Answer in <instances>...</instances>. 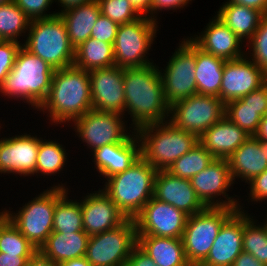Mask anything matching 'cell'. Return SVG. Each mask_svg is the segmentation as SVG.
<instances>
[{"label":"cell","mask_w":267,"mask_h":266,"mask_svg":"<svg viewBox=\"0 0 267 266\" xmlns=\"http://www.w3.org/2000/svg\"><path fill=\"white\" fill-rule=\"evenodd\" d=\"M158 68L156 64L124 68L125 111L131 116L135 131L147 124L169 121L170 105Z\"/></svg>","instance_id":"1"},{"label":"cell","mask_w":267,"mask_h":266,"mask_svg":"<svg viewBox=\"0 0 267 266\" xmlns=\"http://www.w3.org/2000/svg\"><path fill=\"white\" fill-rule=\"evenodd\" d=\"M57 124L74 121L92 108L89 71L71 65L55 70L46 99L38 107Z\"/></svg>","instance_id":"2"},{"label":"cell","mask_w":267,"mask_h":266,"mask_svg":"<svg viewBox=\"0 0 267 266\" xmlns=\"http://www.w3.org/2000/svg\"><path fill=\"white\" fill-rule=\"evenodd\" d=\"M156 173L140 156L127 170L107 178L102 190L127 219H134L154 195Z\"/></svg>","instance_id":"3"},{"label":"cell","mask_w":267,"mask_h":266,"mask_svg":"<svg viewBox=\"0 0 267 266\" xmlns=\"http://www.w3.org/2000/svg\"><path fill=\"white\" fill-rule=\"evenodd\" d=\"M54 69L44 60L23 46L17 53L13 69L0 86V92L8 98H20L35 109L46 99Z\"/></svg>","instance_id":"4"},{"label":"cell","mask_w":267,"mask_h":266,"mask_svg":"<svg viewBox=\"0 0 267 266\" xmlns=\"http://www.w3.org/2000/svg\"><path fill=\"white\" fill-rule=\"evenodd\" d=\"M136 133L141 142V156L157 171L168 170L199 142L195 134L177 128L170 121L141 126Z\"/></svg>","instance_id":"5"},{"label":"cell","mask_w":267,"mask_h":266,"mask_svg":"<svg viewBox=\"0 0 267 266\" xmlns=\"http://www.w3.org/2000/svg\"><path fill=\"white\" fill-rule=\"evenodd\" d=\"M28 37L22 46L44 60L54 70L74 63L75 48L69 40L64 21L59 14L31 20Z\"/></svg>","instance_id":"6"},{"label":"cell","mask_w":267,"mask_h":266,"mask_svg":"<svg viewBox=\"0 0 267 266\" xmlns=\"http://www.w3.org/2000/svg\"><path fill=\"white\" fill-rule=\"evenodd\" d=\"M60 184L40 193L29 201L15 215L3 210L5 216L19 229L25 238L39 250L53 232V218L56 202L68 192ZM13 214V215H12Z\"/></svg>","instance_id":"7"},{"label":"cell","mask_w":267,"mask_h":266,"mask_svg":"<svg viewBox=\"0 0 267 266\" xmlns=\"http://www.w3.org/2000/svg\"><path fill=\"white\" fill-rule=\"evenodd\" d=\"M235 211L227 207H206L188 216L182 241L191 266H199L206 259L221 226Z\"/></svg>","instance_id":"8"},{"label":"cell","mask_w":267,"mask_h":266,"mask_svg":"<svg viewBox=\"0 0 267 266\" xmlns=\"http://www.w3.org/2000/svg\"><path fill=\"white\" fill-rule=\"evenodd\" d=\"M157 22L148 16H141L119 25L113 43L115 66L134 68L153 64L146 55L156 37Z\"/></svg>","instance_id":"9"},{"label":"cell","mask_w":267,"mask_h":266,"mask_svg":"<svg viewBox=\"0 0 267 266\" xmlns=\"http://www.w3.org/2000/svg\"><path fill=\"white\" fill-rule=\"evenodd\" d=\"M137 245L134 219L120 226L89 237L85 258L93 266H125L129 254Z\"/></svg>","instance_id":"10"},{"label":"cell","mask_w":267,"mask_h":266,"mask_svg":"<svg viewBox=\"0 0 267 266\" xmlns=\"http://www.w3.org/2000/svg\"><path fill=\"white\" fill-rule=\"evenodd\" d=\"M175 49L165 70L160 71L166 102H175L197 94L195 80V43L188 37Z\"/></svg>","instance_id":"11"},{"label":"cell","mask_w":267,"mask_h":266,"mask_svg":"<svg viewBox=\"0 0 267 266\" xmlns=\"http://www.w3.org/2000/svg\"><path fill=\"white\" fill-rule=\"evenodd\" d=\"M169 121L198 138L225 115V104L217 96L192 95L170 106Z\"/></svg>","instance_id":"12"},{"label":"cell","mask_w":267,"mask_h":266,"mask_svg":"<svg viewBox=\"0 0 267 266\" xmlns=\"http://www.w3.org/2000/svg\"><path fill=\"white\" fill-rule=\"evenodd\" d=\"M123 115L91 109L73 121L76 134L93 152L103 145L123 142L129 135ZM127 132V133H126Z\"/></svg>","instance_id":"13"},{"label":"cell","mask_w":267,"mask_h":266,"mask_svg":"<svg viewBox=\"0 0 267 266\" xmlns=\"http://www.w3.org/2000/svg\"><path fill=\"white\" fill-rule=\"evenodd\" d=\"M188 215L152 197L134 218L137 236L182 239Z\"/></svg>","instance_id":"14"},{"label":"cell","mask_w":267,"mask_h":266,"mask_svg":"<svg viewBox=\"0 0 267 266\" xmlns=\"http://www.w3.org/2000/svg\"><path fill=\"white\" fill-rule=\"evenodd\" d=\"M190 182L197 197L206 207H227L242 211L239 202L226 194L234 184L227 159L215 158L207 168L193 176ZM221 195L228 201L217 200Z\"/></svg>","instance_id":"15"},{"label":"cell","mask_w":267,"mask_h":266,"mask_svg":"<svg viewBox=\"0 0 267 266\" xmlns=\"http://www.w3.org/2000/svg\"><path fill=\"white\" fill-rule=\"evenodd\" d=\"M267 82V73L247 55L224 64L220 99L224 104L240 99Z\"/></svg>","instance_id":"16"},{"label":"cell","mask_w":267,"mask_h":266,"mask_svg":"<svg viewBox=\"0 0 267 266\" xmlns=\"http://www.w3.org/2000/svg\"><path fill=\"white\" fill-rule=\"evenodd\" d=\"M124 68L111 66L89 71L92 108L125 115Z\"/></svg>","instance_id":"17"},{"label":"cell","mask_w":267,"mask_h":266,"mask_svg":"<svg viewBox=\"0 0 267 266\" xmlns=\"http://www.w3.org/2000/svg\"><path fill=\"white\" fill-rule=\"evenodd\" d=\"M39 143V137L29 134L1 138L0 173L21 176L36 174Z\"/></svg>","instance_id":"18"},{"label":"cell","mask_w":267,"mask_h":266,"mask_svg":"<svg viewBox=\"0 0 267 266\" xmlns=\"http://www.w3.org/2000/svg\"><path fill=\"white\" fill-rule=\"evenodd\" d=\"M244 210H236L221 226L214 243L199 266H232L243 251Z\"/></svg>","instance_id":"19"},{"label":"cell","mask_w":267,"mask_h":266,"mask_svg":"<svg viewBox=\"0 0 267 266\" xmlns=\"http://www.w3.org/2000/svg\"><path fill=\"white\" fill-rule=\"evenodd\" d=\"M154 198L168 203L188 216L203 211L206 206L197 197L189 179L173 176L167 170H158L154 179Z\"/></svg>","instance_id":"20"},{"label":"cell","mask_w":267,"mask_h":266,"mask_svg":"<svg viewBox=\"0 0 267 266\" xmlns=\"http://www.w3.org/2000/svg\"><path fill=\"white\" fill-rule=\"evenodd\" d=\"M85 198V199H84ZM80 200L84 232L91 236L112 230L127 218L101 189Z\"/></svg>","instance_id":"21"},{"label":"cell","mask_w":267,"mask_h":266,"mask_svg":"<svg viewBox=\"0 0 267 266\" xmlns=\"http://www.w3.org/2000/svg\"><path fill=\"white\" fill-rule=\"evenodd\" d=\"M123 142L93 151L95 168L106 179L127 170L141 156V142L134 130ZM136 134V135H135Z\"/></svg>","instance_id":"22"},{"label":"cell","mask_w":267,"mask_h":266,"mask_svg":"<svg viewBox=\"0 0 267 266\" xmlns=\"http://www.w3.org/2000/svg\"><path fill=\"white\" fill-rule=\"evenodd\" d=\"M196 36L190 39L199 48L226 61L236 60L246 55L240 47L243 43L241 39L217 16L207 24L199 37Z\"/></svg>","instance_id":"23"},{"label":"cell","mask_w":267,"mask_h":266,"mask_svg":"<svg viewBox=\"0 0 267 266\" xmlns=\"http://www.w3.org/2000/svg\"><path fill=\"white\" fill-rule=\"evenodd\" d=\"M251 135L225 115L207 129L198 141L216 159H228Z\"/></svg>","instance_id":"24"},{"label":"cell","mask_w":267,"mask_h":266,"mask_svg":"<svg viewBox=\"0 0 267 266\" xmlns=\"http://www.w3.org/2000/svg\"><path fill=\"white\" fill-rule=\"evenodd\" d=\"M233 180L242 178L249 182L267 169L264 149H260V140L254 136L249 137L227 159Z\"/></svg>","instance_id":"25"},{"label":"cell","mask_w":267,"mask_h":266,"mask_svg":"<svg viewBox=\"0 0 267 266\" xmlns=\"http://www.w3.org/2000/svg\"><path fill=\"white\" fill-rule=\"evenodd\" d=\"M89 237L84 230L73 233L52 232L38 251L60 265L64 261L85 256Z\"/></svg>","instance_id":"26"},{"label":"cell","mask_w":267,"mask_h":266,"mask_svg":"<svg viewBox=\"0 0 267 266\" xmlns=\"http://www.w3.org/2000/svg\"><path fill=\"white\" fill-rule=\"evenodd\" d=\"M65 23L70 43L74 48L85 42L101 14L97 0L57 12Z\"/></svg>","instance_id":"27"},{"label":"cell","mask_w":267,"mask_h":266,"mask_svg":"<svg viewBox=\"0 0 267 266\" xmlns=\"http://www.w3.org/2000/svg\"><path fill=\"white\" fill-rule=\"evenodd\" d=\"M137 245L159 266H191L186 259L182 239L137 236Z\"/></svg>","instance_id":"28"},{"label":"cell","mask_w":267,"mask_h":266,"mask_svg":"<svg viewBox=\"0 0 267 266\" xmlns=\"http://www.w3.org/2000/svg\"><path fill=\"white\" fill-rule=\"evenodd\" d=\"M195 80L197 94L220 98L224 64L226 60L203 51L195 44Z\"/></svg>","instance_id":"29"},{"label":"cell","mask_w":267,"mask_h":266,"mask_svg":"<svg viewBox=\"0 0 267 266\" xmlns=\"http://www.w3.org/2000/svg\"><path fill=\"white\" fill-rule=\"evenodd\" d=\"M242 42L252 38L264 14L258 10L233 2H225L216 15ZM245 38V39H243Z\"/></svg>","instance_id":"30"},{"label":"cell","mask_w":267,"mask_h":266,"mask_svg":"<svg viewBox=\"0 0 267 266\" xmlns=\"http://www.w3.org/2000/svg\"><path fill=\"white\" fill-rule=\"evenodd\" d=\"M73 65L87 71L115 66L113 44L89 37L75 48Z\"/></svg>","instance_id":"31"},{"label":"cell","mask_w":267,"mask_h":266,"mask_svg":"<svg viewBox=\"0 0 267 266\" xmlns=\"http://www.w3.org/2000/svg\"><path fill=\"white\" fill-rule=\"evenodd\" d=\"M214 159L215 157L198 142L188 153L178 158L167 171L173 176L190 180L207 168Z\"/></svg>","instance_id":"32"},{"label":"cell","mask_w":267,"mask_h":266,"mask_svg":"<svg viewBox=\"0 0 267 266\" xmlns=\"http://www.w3.org/2000/svg\"><path fill=\"white\" fill-rule=\"evenodd\" d=\"M67 192L56 202L53 218V232L83 231L80 202L69 200Z\"/></svg>","instance_id":"33"},{"label":"cell","mask_w":267,"mask_h":266,"mask_svg":"<svg viewBox=\"0 0 267 266\" xmlns=\"http://www.w3.org/2000/svg\"><path fill=\"white\" fill-rule=\"evenodd\" d=\"M0 252L18 256H34L38 252L3 212H0Z\"/></svg>","instance_id":"34"},{"label":"cell","mask_w":267,"mask_h":266,"mask_svg":"<svg viewBox=\"0 0 267 266\" xmlns=\"http://www.w3.org/2000/svg\"><path fill=\"white\" fill-rule=\"evenodd\" d=\"M30 21L13 0L0 5V39L20 42L17 38L28 30Z\"/></svg>","instance_id":"35"},{"label":"cell","mask_w":267,"mask_h":266,"mask_svg":"<svg viewBox=\"0 0 267 266\" xmlns=\"http://www.w3.org/2000/svg\"><path fill=\"white\" fill-rule=\"evenodd\" d=\"M255 223V224H254ZM243 252L251 254L267 265V230L264 224L257 225L254 219L244 213Z\"/></svg>","instance_id":"36"},{"label":"cell","mask_w":267,"mask_h":266,"mask_svg":"<svg viewBox=\"0 0 267 266\" xmlns=\"http://www.w3.org/2000/svg\"><path fill=\"white\" fill-rule=\"evenodd\" d=\"M66 154L63 146L56 141H46L40 137L36 173L51 176V174L61 172L67 160Z\"/></svg>","instance_id":"37"},{"label":"cell","mask_w":267,"mask_h":266,"mask_svg":"<svg viewBox=\"0 0 267 266\" xmlns=\"http://www.w3.org/2000/svg\"><path fill=\"white\" fill-rule=\"evenodd\" d=\"M225 116L251 136L257 132L262 119L261 108L246 106L240 99L225 104Z\"/></svg>","instance_id":"38"},{"label":"cell","mask_w":267,"mask_h":266,"mask_svg":"<svg viewBox=\"0 0 267 266\" xmlns=\"http://www.w3.org/2000/svg\"><path fill=\"white\" fill-rule=\"evenodd\" d=\"M101 14L118 25L141 17L129 0H97Z\"/></svg>","instance_id":"39"},{"label":"cell","mask_w":267,"mask_h":266,"mask_svg":"<svg viewBox=\"0 0 267 266\" xmlns=\"http://www.w3.org/2000/svg\"><path fill=\"white\" fill-rule=\"evenodd\" d=\"M249 43L251 50L248 52H252L248 58L267 73V15L261 18L259 26Z\"/></svg>","instance_id":"40"},{"label":"cell","mask_w":267,"mask_h":266,"mask_svg":"<svg viewBox=\"0 0 267 266\" xmlns=\"http://www.w3.org/2000/svg\"><path fill=\"white\" fill-rule=\"evenodd\" d=\"M22 44L16 41H0V86L14 67L16 56Z\"/></svg>","instance_id":"41"},{"label":"cell","mask_w":267,"mask_h":266,"mask_svg":"<svg viewBox=\"0 0 267 266\" xmlns=\"http://www.w3.org/2000/svg\"><path fill=\"white\" fill-rule=\"evenodd\" d=\"M30 20L45 19L58 13L46 14L47 8L55 0H13Z\"/></svg>","instance_id":"42"},{"label":"cell","mask_w":267,"mask_h":266,"mask_svg":"<svg viewBox=\"0 0 267 266\" xmlns=\"http://www.w3.org/2000/svg\"><path fill=\"white\" fill-rule=\"evenodd\" d=\"M119 25L111 21L108 17L100 14L94 27L92 28L90 37L99 41L113 44L117 35Z\"/></svg>","instance_id":"43"},{"label":"cell","mask_w":267,"mask_h":266,"mask_svg":"<svg viewBox=\"0 0 267 266\" xmlns=\"http://www.w3.org/2000/svg\"><path fill=\"white\" fill-rule=\"evenodd\" d=\"M240 100L249 107L261 108V116L267 114V82L259 89H256Z\"/></svg>","instance_id":"44"},{"label":"cell","mask_w":267,"mask_h":266,"mask_svg":"<svg viewBox=\"0 0 267 266\" xmlns=\"http://www.w3.org/2000/svg\"><path fill=\"white\" fill-rule=\"evenodd\" d=\"M251 201L260 202L267 199V169L260 175L255 176L249 182Z\"/></svg>","instance_id":"45"},{"label":"cell","mask_w":267,"mask_h":266,"mask_svg":"<svg viewBox=\"0 0 267 266\" xmlns=\"http://www.w3.org/2000/svg\"><path fill=\"white\" fill-rule=\"evenodd\" d=\"M125 266H159L154 260L136 245L126 261Z\"/></svg>","instance_id":"46"},{"label":"cell","mask_w":267,"mask_h":266,"mask_svg":"<svg viewBox=\"0 0 267 266\" xmlns=\"http://www.w3.org/2000/svg\"><path fill=\"white\" fill-rule=\"evenodd\" d=\"M189 1L192 0H152L151 3V16H149L150 19L156 21V16L153 14H156V11H162L164 10H173L175 9H179V8H184V6H186ZM154 17V18H153Z\"/></svg>","instance_id":"47"},{"label":"cell","mask_w":267,"mask_h":266,"mask_svg":"<svg viewBox=\"0 0 267 266\" xmlns=\"http://www.w3.org/2000/svg\"><path fill=\"white\" fill-rule=\"evenodd\" d=\"M33 256H18L0 252V266H27Z\"/></svg>","instance_id":"48"},{"label":"cell","mask_w":267,"mask_h":266,"mask_svg":"<svg viewBox=\"0 0 267 266\" xmlns=\"http://www.w3.org/2000/svg\"><path fill=\"white\" fill-rule=\"evenodd\" d=\"M239 5L258 10L264 15H267V0H228Z\"/></svg>","instance_id":"49"},{"label":"cell","mask_w":267,"mask_h":266,"mask_svg":"<svg viewBox=\"0 0 267 266\" xmlns=\"http://www.w3.org/2000/svg\"><path fill=\"white\" fill-rule=\"evenodd\" d=\"M232 266H267V265L262 264L251 254L242 251L240 255L235 259Z\"/></svg>","instance_id":"50"},{"label":"cell","mask_w":267,"mask_h":266,"mask_svg":"<svg viewBox=\"0 0 267 266\" xmlns=\"http://www.w3.org/2000/svg\"><path fill=\"white\" fill-rule=\"evenodd\" d=\"M129 1L141 16L147 17V13L151 15L152 0H129Z\"/></svg>","instance_id":"51"},{"label":"cell","mask_w":267,"mask_h":266,"mask_svg":"<svg viewBox=\"0 0 267 266\" xmlns=\"http://www.w3.org/2000/svg\"><path fill=\"white\" fill-rule=\"evenodd\" d=\"M27 266H60L51 259L45 258L39 251L30 259Z\"/></svg>","instance_id":"52"},{"label":"cell","mask_w":267,"mask_h":266,"mask_svg":"<svg viewBox=\"0 0 267 266\" xmlns=\"http://www.w3.org/2000/svg\"><path fill=\"white\" fill-rule=\"evenodd\" d=\"M253 136L257 140H267V114L262 117L257 132Z\"/></svg>","instance_id":"53"},{"label":"cell","mask_w":267,"mask_h":266,"mask_svg":"<svg viewBox=\"0 0 267 266\" xmlns=\"http://www.w3.org/2000/svg\"><path fill=\"white\" fill-rule=\"evenodd\" d=\"M60 266H93L85 256L64 261Z\"/></svg>","instance_id":"54"},{"label":"cell","mask_w":267,"mask_h":266,"mask_svg":"<svg viewBox=\"0 0 267 266\" xmlns=\"http://www.w3.org/2000/svg\"><path fill=\"white\" fill-rule=\"evenodd\" d=\"M91 1L93 0H58V2L61 4L60 6L64 8L61 10V12Z\"/></svg>","instance_id":"55"},{"label":"cell","mask_w":267,"mask_h":266,"mask_svg":"<svg viewBox=\"0 0 267 266\" xmlns=\"http://www.w3.org/2000/svg\"><path fill=\"white\" fill-rule=\"evenodd\" d=\"M260 149H264V155L267 161V140H260Z\"/></svg>","instance_id":"56"},{"label":"cell","mask_w":267,"mask_h":266,"mask_svg":"<svg viewBox=\"0 0 267 266\" xmlns=\"http://www.w3.org/2000/svg\"><path fill=\"white\" fill-rule=\"evenodd\" d=\"M12 0H0V5L9 3Z\"/></svg>","instance_id":"57"},{"label":"cell","mask_w":267,"mask_h":266,"mask_svg":"<svg viewBox=\"0 0 267 266\" xmlns=\"http://www.w3.org/2000/svg\"><path fill=\"white\" fill-rule=\"evenodd\" d=\"M267 218V217H266ZM264 226H265V228H266V230H267V220H266V222L264 223Z\"/></svg>","instance_id":"58"}]
</instances>
